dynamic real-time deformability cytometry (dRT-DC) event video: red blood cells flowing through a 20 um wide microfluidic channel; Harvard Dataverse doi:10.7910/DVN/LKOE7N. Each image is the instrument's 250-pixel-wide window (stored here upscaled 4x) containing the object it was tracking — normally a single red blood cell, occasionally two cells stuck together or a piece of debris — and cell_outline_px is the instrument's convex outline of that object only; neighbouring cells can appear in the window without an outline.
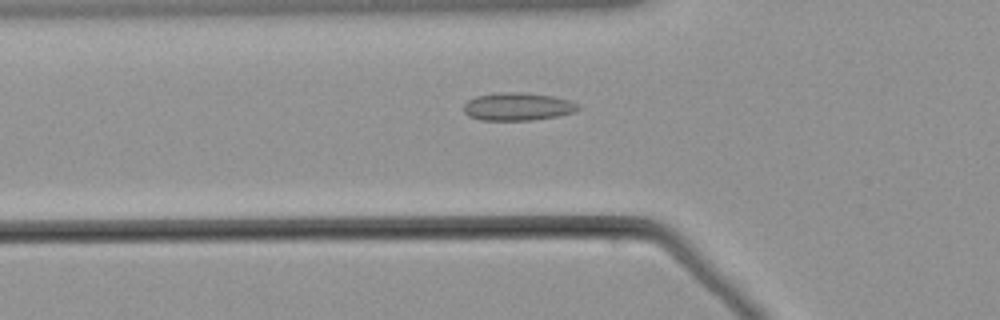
{"species": "common noctule bat (a hibernating species)", "species_latin": "Nyctalus noctula", "temperature_condition": "warm", "stored_images_in_passage": 56, "camera_frame_rate_fps": 3000, "um_per_image_px": 0.085, "animal": {"sex": "male", "body_mass_g": 21.5, "forearm_length_mm": 52.0}, "frame": {"image": 1, "passage_image": 19, "time_ms": 6.0, "image_size_px": [1000, 320], "cell_outline_px": [[580, 108], [572, 112], [556, 116], [532, 120], [480, 120], [468, 116], [464, 112], [464, 104], [468, 100], [476, 96], [496, 92], [528, 92], [552, 96], [568, 100], [576, 104]], "centroid_in_image_um": [43.94, 9.05], "position_along_channel_um": 81.9, "area_um2": 18.55}}
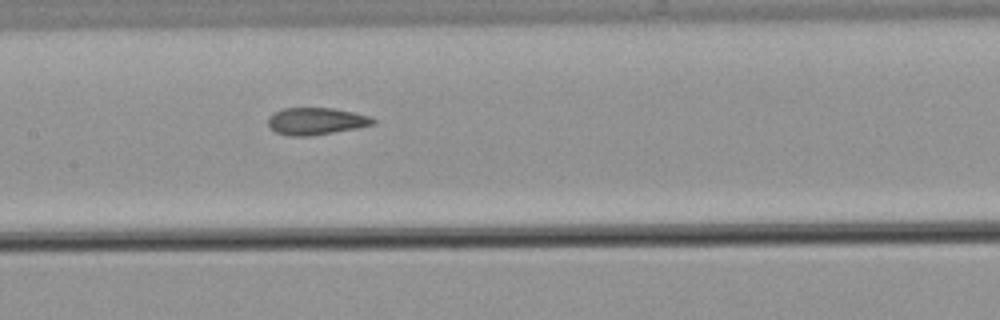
{"frame": {"image": 2, "passage_image": 27, "time_ms": 8.667, "image_size_px": [1000, 320], "cell_outline_px": [[376, 120], [372, 124], [356, 128], [308, 136], [288, 136], [276, 132], [268, 128], [268, 116], [284, 108], [332, 108], [372, 116]], "centroid_in_image_um": [26.83, 10.3], "position_along_channel_um": 180.6, "area_um2": 16.47}}
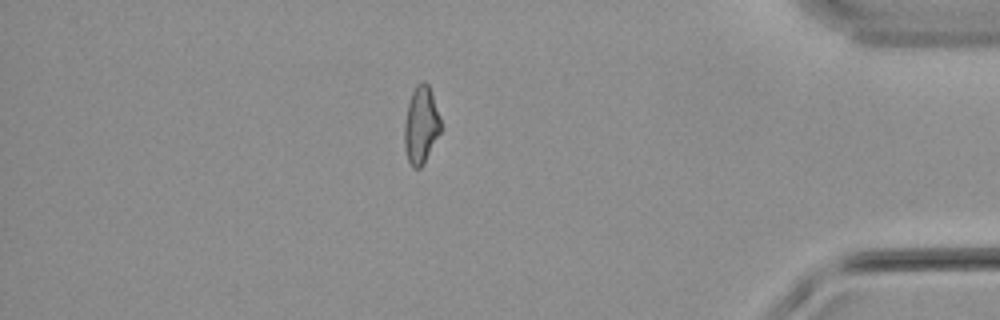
{"frame": {"image": 3, "passage_image": 48, "time_ms": 15.667, "image_size_px": [1000, 320], "cell_outline_px": [[440, 132], [424, 164], [420, 168], [412, 168], [408, 160], [404, 148], [404, 124], [408, 104], [412, 92], [416, 84], [420, 80], [424, 80], [428, 84], [440, 116]], "centroid_in_image_um": [35.77, 10.63], "position_along_channel_um": 399.4, "area_um2": 16.42}}